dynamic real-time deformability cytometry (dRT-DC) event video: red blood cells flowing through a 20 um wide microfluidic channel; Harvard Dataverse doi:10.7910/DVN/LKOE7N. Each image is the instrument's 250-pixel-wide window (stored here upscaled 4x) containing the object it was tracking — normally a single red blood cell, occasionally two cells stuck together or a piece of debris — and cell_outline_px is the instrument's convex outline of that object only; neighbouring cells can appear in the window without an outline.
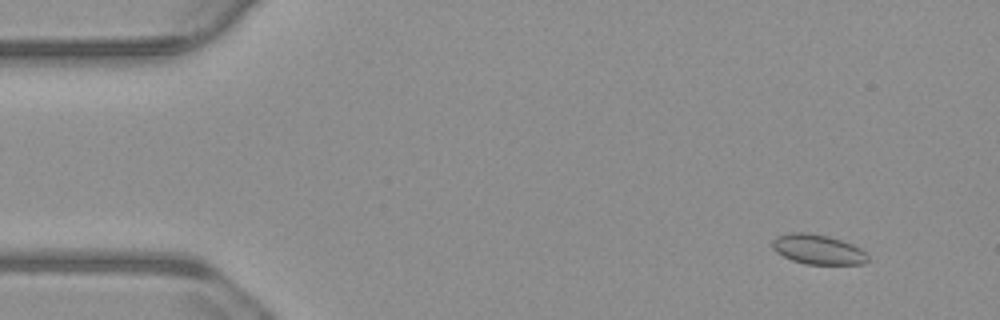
{"species": "common noctule bat (a hibernating species)", "species_latin": "Nyctalus noctula", "temperature_condition": "warm", "stored_images_in_passage": 52, "camera_frame_rate_fps": 3000, "um_per_image_px": 0.085, "animal": {"sex": "male", "body_mass_g": 23.1, "forearm_length_mm": 52.7}, "frame": {"image": 1, "passage_image": 1, "time_ms": 0.0, "image_size_px": [1000, 320], "cell_outline_px": [[868, 260], [864, 264], [804, 264], [792, 260], [776, 252], [772, 248], [772, 240], [776, 236], [788, 232], [808, 232], [828, 236], [852, 244], [860, 248], [868, 256]], "centroid_in_image_um": [69.49, 21.19], "position_along_channel_um": 15.5, "area_um2": 16.65}}
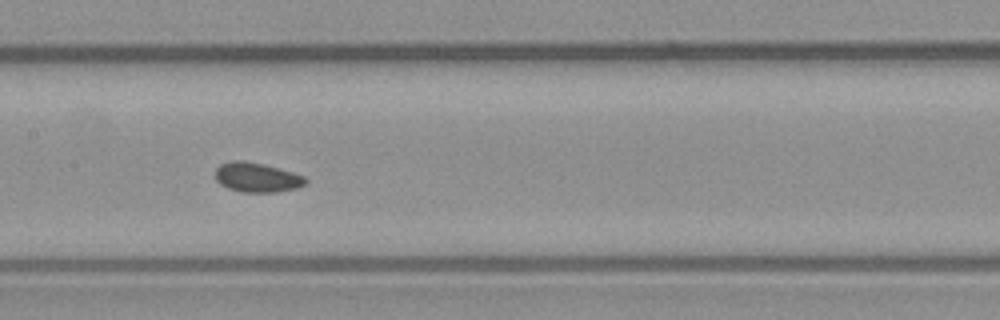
{"frame": {"image": 2, "passage_image": 23, "time_ms": 7.333, "image_size_px": [1000, 320], "cell_outline_px": [[308, 180], [304, 184], [296, 188], [276, 192], [244, 192], [228, 188], [220, 184], [216, 180], [216, 168], [220, 164], [232, 160], [244, 160], [264, 164], [292, 172], [304, 176]], "centroid_in_image_um": [21.82, 15.07], "position_along_channel_um": 185.6, "area_um2": 15.49}}
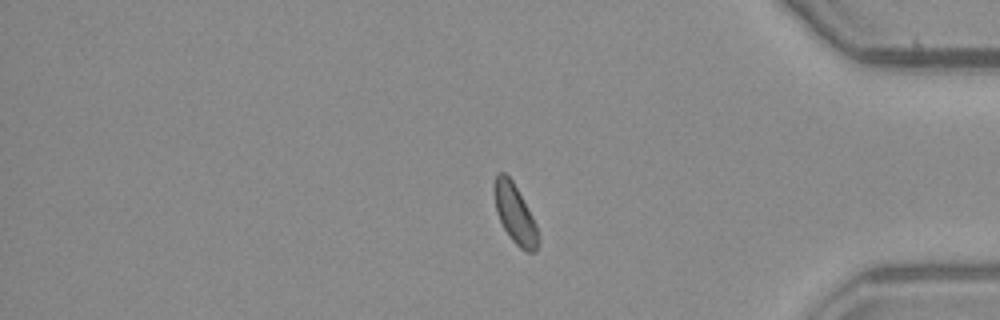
{"frame": {"image": 3, "passage_image": 42, "time_ms": 13.667, "image_size_px": [1000, 320], "cell_outline_px": [[540, 240], [536, 252], [528, 252], [520, 248], [512, 240], [504, 228], [496, 212], [492, 192], [492, 188], [496, 176], [500, 172], [504, 172], [512, 180], [532, 216], [536, 224]], "centroid_in_image_um": [43.75, 18.19], "position_along_channel_um": 391.4, "area_um2": 15.2}}